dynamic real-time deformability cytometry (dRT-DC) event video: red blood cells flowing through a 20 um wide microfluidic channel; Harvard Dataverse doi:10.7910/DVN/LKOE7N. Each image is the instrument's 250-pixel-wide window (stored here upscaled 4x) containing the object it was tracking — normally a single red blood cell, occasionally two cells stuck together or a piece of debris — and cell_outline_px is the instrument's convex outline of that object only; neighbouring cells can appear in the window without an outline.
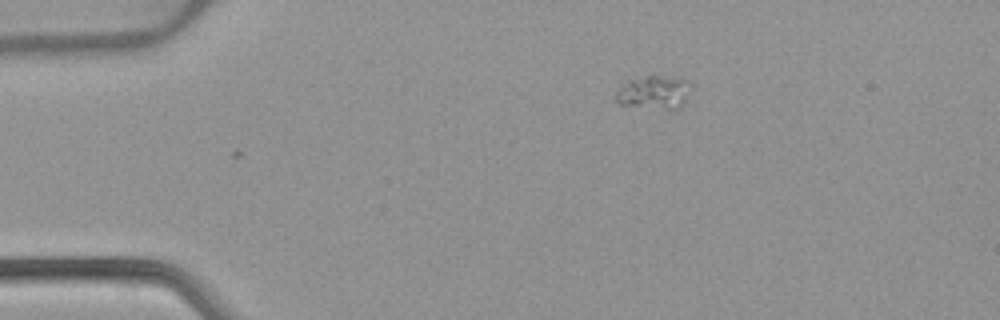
{"species": "common noctule bat (a hibernating species)", "species_latin": "Nyctalus noctula", "temperature_condition": "warm", "stored_images_in_passage": 3, "camera_frame_rate_fps": 3000, "um_per_image_px": 0.085, "animal": {"sex": "female", "body_mass_g": 22.7, "forearm_length_mm": 54.2}, "frame": {"image": 1, "passage_image": 3, "time_ms": 0.667, "image_size_px": [1000, 320], "cell_outline_px": [[684, 104], [676, 108], [664, 108], [620, 104], [616, 100], [616, 92], [628, 80], [648, 76], [680, 76], [684, 80]], "centroid_in_image_um": [55.5, 7.83], "position_along_channel_um": 29.5, "area_um2": 13.58}}